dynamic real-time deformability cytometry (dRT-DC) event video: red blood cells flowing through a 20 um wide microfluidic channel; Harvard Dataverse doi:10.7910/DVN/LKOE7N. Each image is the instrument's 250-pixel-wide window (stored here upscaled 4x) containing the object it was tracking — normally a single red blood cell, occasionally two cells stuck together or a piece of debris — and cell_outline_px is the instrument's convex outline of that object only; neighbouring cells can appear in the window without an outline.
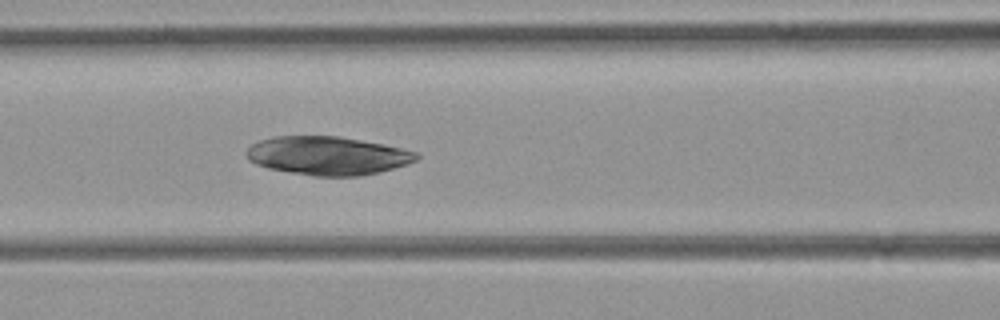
{"species": "common noctule bat (a hibernating species)", "species_latin": "Nyctalus noctula", "temperature_condition": "room temperature", "stored_images_in_passage": 45, "camera_frame_rate_fps": 3000, "um_per_image_px": 0.085, "animal": {"sex": "female", "body_mass_g": 21.9}, "frame": {"image": 1, "passage_image": 15, "time_ms": 4.667, "image_size_px": [1000, 320], "cell_outline_px": [[420, 156], [416, 160], [380, 172], [360, 176], [312, 176], [268, 168], [256, 164], [248, 160], [244, 152], [252, 144], [260, 140], [276, 136], [340, 136], [384, 144], [416, 152]], "centroid_in_image_um": [27.81, 13.23], "position_along_channel_um": 138.8, "area_um2": 38.09}}
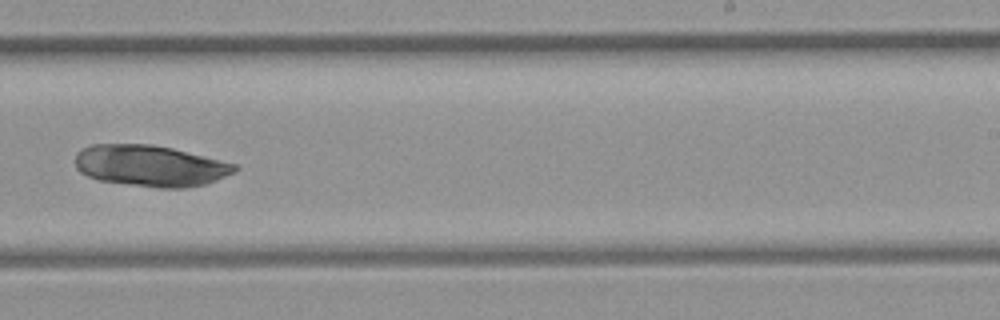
{"frame": {"image": 2, "passage_image": 25, "time_ms": 8.0, "image_size_px": [1000, 320], "cell_outline_px": [[240, 168], [216, 180], [204, 184], [184, 188], [156, 188], [100, 180], [88, 176], [80, 172], [76, 168], [76, 152], [92, 144], [152, 144], [172, 148], [236, 164]], "centroid_in_image_um": [12.75, 14.09], "position_along_channel_um": 276.2, "area_um2": 38.15}}
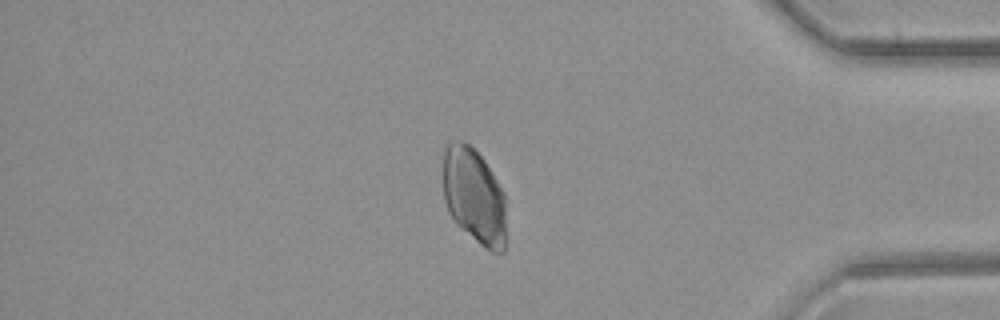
{"frame": {"image": 3, "passage_image": 36, "time_ms": 11.667, "image_size_px": [1000, 320], "cell_outline_px": [[508, 240], [504, 252], [492, 252], [484, 248], [460, 228], [456, 224], [448, 212], [444, 200], [440, 156], [444, 144], [448, 140], [456, 140], [468, 144], [484, 160], [504, 192]], "centroid_in_image_um": [40.27, 16.66], "position_along_channel_um": 394.9, "area_um2": 36.82}}